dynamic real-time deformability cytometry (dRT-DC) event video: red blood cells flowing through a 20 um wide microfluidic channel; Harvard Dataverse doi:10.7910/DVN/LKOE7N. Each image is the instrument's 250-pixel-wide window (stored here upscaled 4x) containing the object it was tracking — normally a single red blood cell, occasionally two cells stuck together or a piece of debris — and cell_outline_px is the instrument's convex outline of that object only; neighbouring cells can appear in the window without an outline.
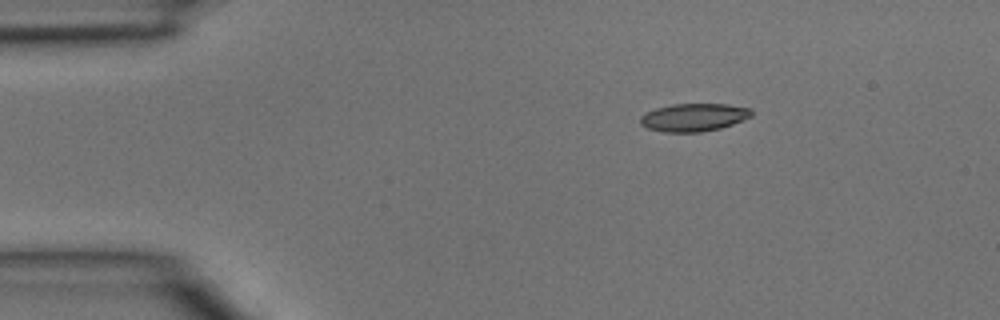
{"species": "common noctule bat (a hibernating species)", "species_latin": "Nyctalus noctula", "temperature_condition": "room temperature", "stored_images_in_passage": 3, "camera_frame_rate_fps": 3000, "um_per_image_px": 0.085, "animal": {"sex": "male", "body_mass_g": 15.6}, "frame": {"image": 1, "passage_image": 1, "time_ms": 0.0, "image_size_px": [1000, 320], "cell_outline_px": [[752, 116], [732, 124], [720, 128], [700, 132], [664, 132], [648, 128], [640, 124], [640, 116], [656, 108], [672, 104], [728, 104], [752, 108]], "centroid_in_image_um": [58.98, 9.97], "position_along_channel_um": 26.0, "area_um2": 18.03}}
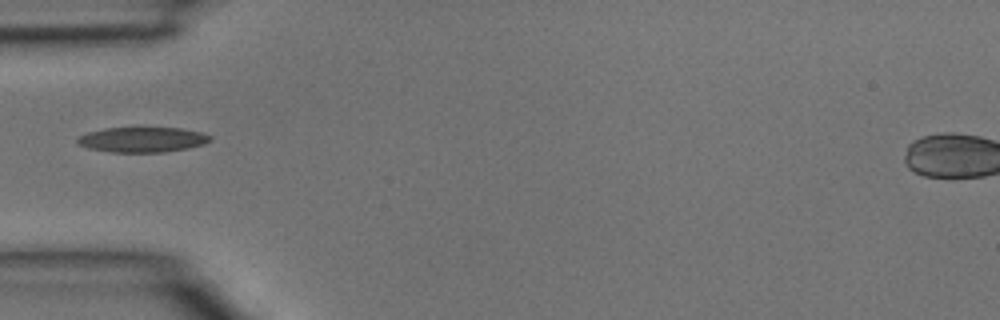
{"frame": {"image": 2, "passage_image": 3, "time_ms": 0.667, "image_size_px": [1000, 320], "cell_outline_px": [[212, 140], [204, 144], [188, 148], [164, 152], [112, 152], [88, 148], [76, 144], [76, 136], [88, 132], [104, 128], [180, 128], [200, 132], [212, 136]], "centroid_in_image_um": [12.07, 11.87], "position_along_channel_um": 72.9, "area_um2": 19.54}}